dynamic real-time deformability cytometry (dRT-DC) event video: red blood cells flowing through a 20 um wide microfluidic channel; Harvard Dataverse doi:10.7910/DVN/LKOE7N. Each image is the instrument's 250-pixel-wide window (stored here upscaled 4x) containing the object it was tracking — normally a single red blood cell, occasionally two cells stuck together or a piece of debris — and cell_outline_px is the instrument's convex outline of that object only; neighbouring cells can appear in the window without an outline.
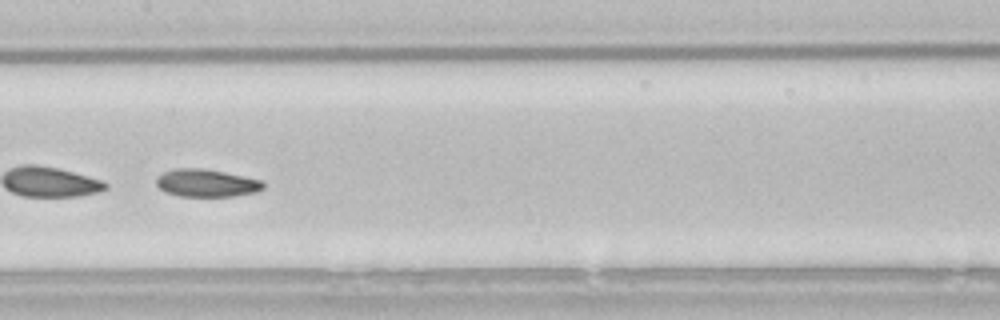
{"species": "common noctule bat (a hibernating species)", "species_latin": "Nyctalus noctula", "temperature_condition": "room temperature", "stored_images_in_passage": 53, "segment_of_instrument_passage": [2, 2], "camera_frame_rate_fps": 3000, "um_per_image_px": 0.085, "animal": {"sex": "male", "body_mass_g": 21.5, "forearm_length_mm": 52.0}, "frame": {"image": 1, "passage_image": 27, "time_ms": 8.667, "image_size_px": [1000, 320], "cell_outline_px": [[264, 188], [256, 192], [232, 196], [180, 196], [164, 192], [156, 184], [156, 176], [164, 172], [176, 168], [204, 168], [244, 176], [260, 180], [264, 184]], "centroid_in_image_um": [17.52, 15.55], "position_along_channel_um": 189.9, "area_um2": 17.22}}